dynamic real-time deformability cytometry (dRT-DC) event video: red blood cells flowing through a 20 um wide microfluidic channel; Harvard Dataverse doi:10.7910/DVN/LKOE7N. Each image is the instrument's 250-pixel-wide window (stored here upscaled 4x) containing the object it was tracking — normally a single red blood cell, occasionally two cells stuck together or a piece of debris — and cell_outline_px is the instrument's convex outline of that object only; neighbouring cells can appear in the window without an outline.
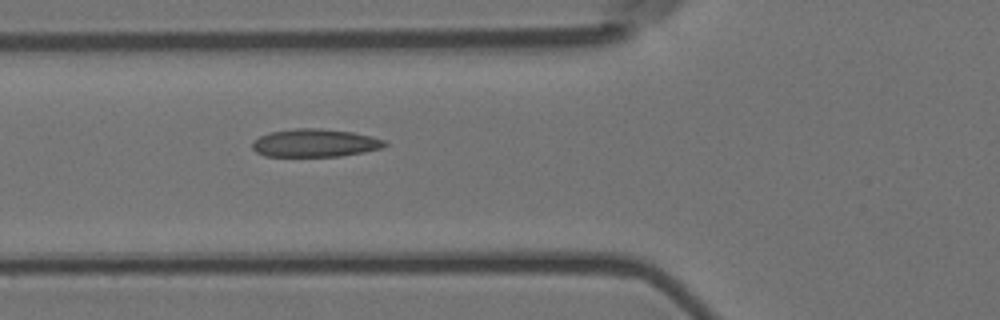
{"species": "Egyptian fruit bat (a non-hibernating species)", "species_latin": "Rousettus aegyptiacus", "temperature_condition": "room temperature", "stored_images_in_passage": 5, "camera_frame_rate_fps": 3000, "um_per_image_px": 0.085, "animal": {"sex": "female"}, "frame": {"image": 1, "passage_image": 5, "time_ms": 1.333, "image_size_px": [1000, 320], "cell_outline_px": [[388, 144], [380, 148], [364, 152], [340, 156], [264, 156], [256, 152], [252, 148], [252, 140], [268, 132], [292, 128], [320, 128], [352, 132], [372, 136], [384, 140]], "centroid_in_image_um": [26.73, 12.14], "position_along_channel_um": 99.1, "area_um2": 21.73}}